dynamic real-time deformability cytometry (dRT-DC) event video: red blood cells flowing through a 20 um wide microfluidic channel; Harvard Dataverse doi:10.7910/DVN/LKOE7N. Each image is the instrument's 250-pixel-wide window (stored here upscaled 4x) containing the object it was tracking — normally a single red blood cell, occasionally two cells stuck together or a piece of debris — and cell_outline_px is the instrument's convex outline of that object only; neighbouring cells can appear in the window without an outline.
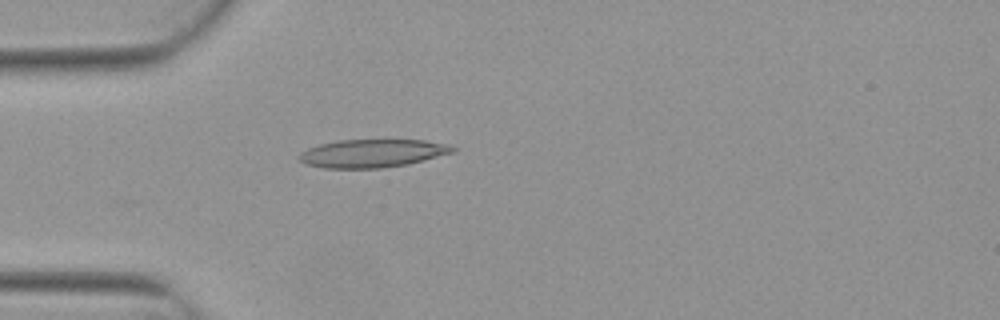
{"species": "Egyptian fruit bat (a non-hibernating species)", "species_latin": "Rousettus aegyptiacus", "temperature_condition": "warm", "stored_images_in_passage": 3, "camera_frame_rate_fps": 3000, "um_per_image_px": 0.085, "animal": {"sex": "female"}, "frame": {"image": 1, "passage_image": 3, "time_ms": 0.667, "image_size_px": [1000, 320], "cell_outline_px": [[456, 148], [452, 152], [408, 164], [380, 168], [324, 168], [304, 164], [296, 156], [300, 152], [308, 148], [320, 144], [336, 140], [424, 140], [448, 144]], "centroid_in_image_um": [31.58, 13.03], "position_along_channel_um": 53.4, "area_um2": 25.09}}